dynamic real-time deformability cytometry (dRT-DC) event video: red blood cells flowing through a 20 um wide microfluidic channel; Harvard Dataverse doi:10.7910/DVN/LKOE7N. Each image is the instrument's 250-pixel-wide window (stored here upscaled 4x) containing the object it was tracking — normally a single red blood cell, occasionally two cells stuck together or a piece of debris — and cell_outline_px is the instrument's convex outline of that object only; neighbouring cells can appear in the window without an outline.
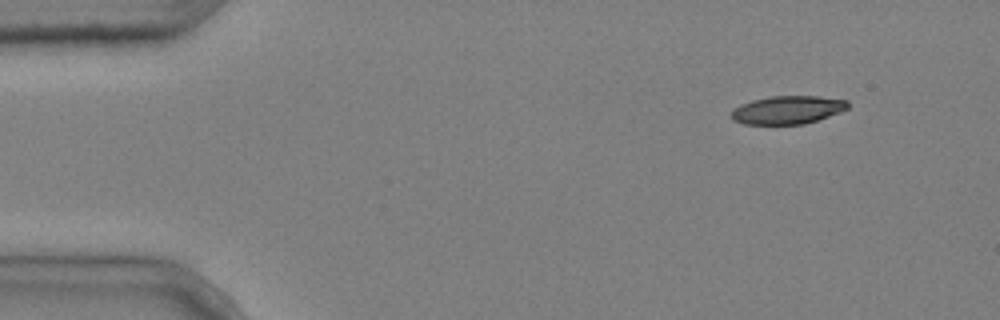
{"species": "common noctule bat (a hibernating species)", "species_latin": "Nyctalus noctula", "temperature_condition": "cold", "stored_images_in_passage": 4, "camera_frame_rate_fps": 3000, "um_per_image_px": 0.085, "animal": {"sex": "male", "body_mass_g": 20.4}, "frame": {"image": 1, "passage_image": 1, "time_ms": 0.0, "image_size_px": [1000, 320], "cell_outline_px": [[848, 108], [840, 112], [804, 124], [744, 124], [732, 120], [732, 108], [740, 104], [752, 100], [768, 96], [820, 96], [848, 100]], "centroid_in_image_um": [66.92, 9.33], "position_along_channel_um": 18.1, "area_um2": 19.19}}
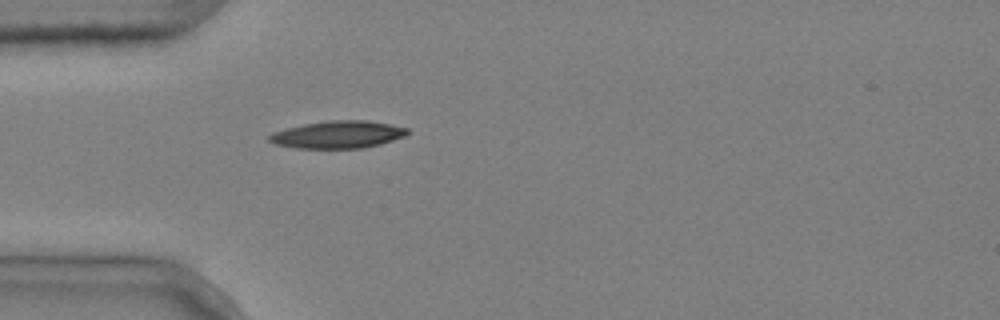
{"frame": {"image": 2, "passage_image": 4, "time_ms": 1.0, "image_size_px": [1000, 320], "cell_outline_px": [[408, 132], [404, 136], [380, 144], [364, 148], [296, 148], [276, 144], [268, 140], [268, 136], [272, 132], [304, 124], [332, 120], [368, 120], [408, 128]], "centroid_in_image_um": [28.71, 11.44], "position_along_channel_um": 56.3, "area_um2": 21.85}}